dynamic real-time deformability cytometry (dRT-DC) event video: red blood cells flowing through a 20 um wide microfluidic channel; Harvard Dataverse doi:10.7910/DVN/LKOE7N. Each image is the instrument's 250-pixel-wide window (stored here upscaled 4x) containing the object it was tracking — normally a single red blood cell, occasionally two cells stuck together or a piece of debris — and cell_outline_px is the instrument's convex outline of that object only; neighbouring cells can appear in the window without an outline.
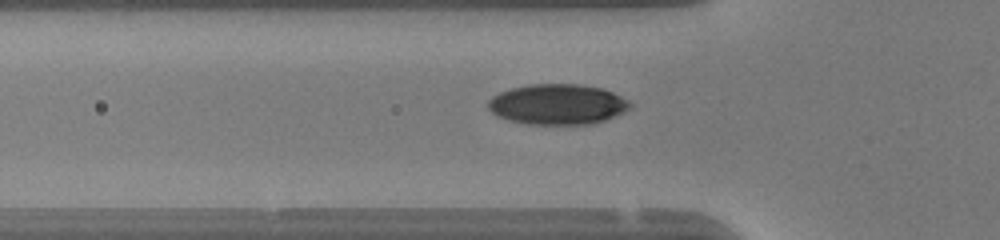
{"species": "human", "species_latin": "Homo sapiens", "temperature_condition": "warm", "stored_images_in_passage": 47, "camera_frame_rate_fps": 3000, "um_per_image_px": 0.085, "donor": {"sex": "female"}, "frame": {"image": 1, "passage_image": 15, "time_ms": 4.667, "image_size_px": [1000, 240], "cell_outline_px": [[632, 108], [616, 116], [592, 124], [528, 124], [508, 120], [496, 116], [488, 108], [488, 100], [492, 96], [500, 92], [512, 88], [528, 84], [580, 84], [600, 88], [612, 92], [628, 100], [632, 104]], "centroid_in_image_um": [47.39, 8.87], "position_along_channel_um": 78.4, "area_um2": 33.58}}
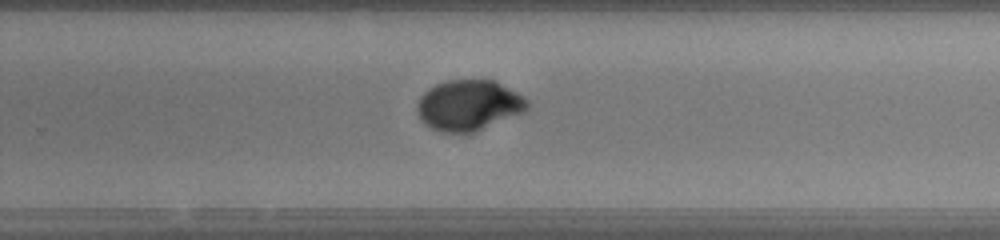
{"frame": {"image": 2, "passage_image": 30, "time_ms": 9.667, "image_size_px": [1000, 240], "cell_outline_px": [[528, 108], [524, 112], [476, 132], [440, 132], [424, 124], [420, 120], [416, 108], [416, 104], [420, 96], [428, 88], [444, 80], [496, 80], [524, 96], [528, 100]], "centroid_in_image_um": [39.83, 8.94], "position_along_channel_um": 290.0, "area_um2": 32.83}}
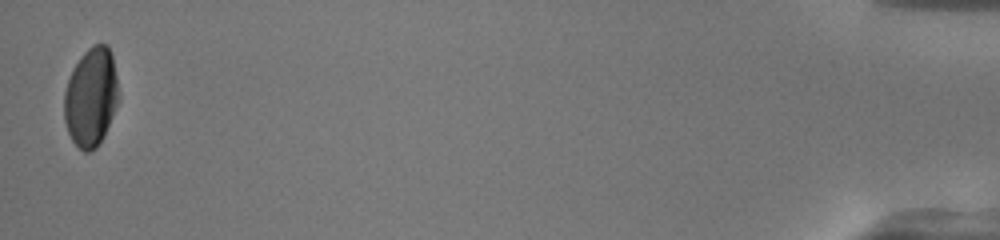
{"frame": {"image": 3, "passage_image": 47, "time_ms": 15.333, "image_size_px": [1000, 240], "cell_outline_px": [[120, 100], [104, 136], [96, 148], [88, 152], [84, 152], [72, 140], [68, 132], [64, 120], [64, 92], [72, 68], [80, 56], [92, 44], [108, 44], [112, 56], [120, 96]], "centroid_in_image_um": [7.74, 8.25], "position_along_channel_um": 427.5, "area_um2": 31.67}, "authors_computed_cell_mechanics": {"area_um2": 31.6744, "velocity_mm_per_s": 4.2245, "shape_relaxation_time_tau1_ms": 2.9172, "shape_relaxation_time_tau2_ms": 0.9087, "deformation_change_tau1": 0.1487, "deformation_change_tau2": 0.0233}}